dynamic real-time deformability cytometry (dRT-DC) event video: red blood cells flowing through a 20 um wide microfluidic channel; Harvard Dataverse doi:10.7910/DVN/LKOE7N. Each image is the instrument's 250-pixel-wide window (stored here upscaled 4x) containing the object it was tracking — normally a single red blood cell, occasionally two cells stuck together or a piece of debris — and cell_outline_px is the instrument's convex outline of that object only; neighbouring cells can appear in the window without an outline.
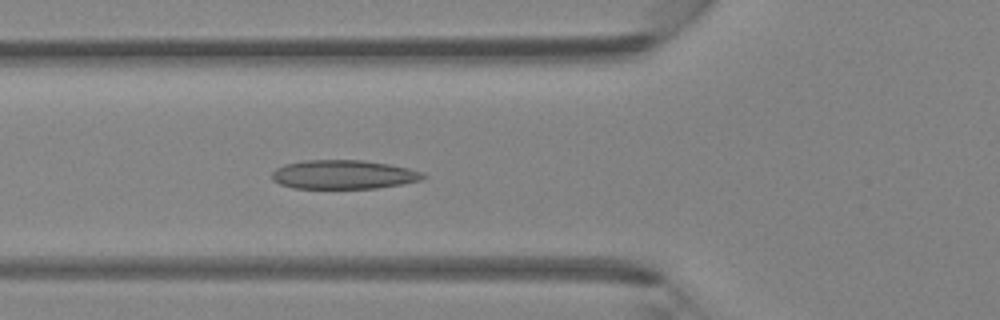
{"species": "Egyptian fruit bat (a non-hibernating species)", "species_latin": "Rousettus aegyptiacus", "temperature_condition": "room temperature", "stored_images_in_passage": 15, "camera_frame_rate_fps": 3000, "um_per_image_px": 0.085, "animal": {"sex": "female"}, "frame": {"image": 1, "passage_image": 7, "time_ms": 2.0, "image_size_px": [1000, 320], "cell_outline_px": [[428, 176], [420, 180], [404, 184], [376, 188], [292, 188], [280, 184], [272, 180], [272, 172], [276, 168], [284, 164], [304, 160], [364, 160], [392, 164], [424, 172]], "centroid_in_image_um": [29.22, 14.83], "position_along_channel_um": 96.6, "area_um2": 25.78}}